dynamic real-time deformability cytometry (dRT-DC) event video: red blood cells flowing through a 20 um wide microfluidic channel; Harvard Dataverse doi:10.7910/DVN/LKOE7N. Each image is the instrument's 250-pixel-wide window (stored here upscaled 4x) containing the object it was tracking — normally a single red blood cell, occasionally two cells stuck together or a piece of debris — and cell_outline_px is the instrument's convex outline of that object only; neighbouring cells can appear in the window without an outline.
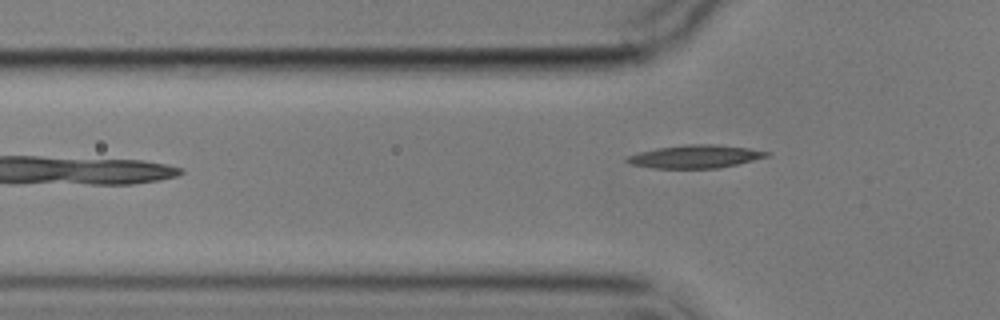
{"species": "common noctule bat (a hibernating species)", "species_latin": "Nyctalus noctula", "temperature_condition": "cold", "stored_images_in_passage": 6, "camera_frame_rate_fps": 3000, "um_per_image_px": 0.085, "animal": {"sex": "male", "body_mass_g": 17.9}, "frame": {"image": 1, "passage_image": 6, "time_ms": 6.667, "image_size_px": [1000, 320], "cell_outline_px": [[772, 152], [768, 156], [720, 168], [652, 168], [628, 164], [624, 160], [628, 156], [640, 152], [656, 148], [684, 144], [716, 144], [748, 148]], "centroid_in_image_um": [59.07, 13.3], "position_along_channel_um": 66.7, "area_um2": 18.79}}